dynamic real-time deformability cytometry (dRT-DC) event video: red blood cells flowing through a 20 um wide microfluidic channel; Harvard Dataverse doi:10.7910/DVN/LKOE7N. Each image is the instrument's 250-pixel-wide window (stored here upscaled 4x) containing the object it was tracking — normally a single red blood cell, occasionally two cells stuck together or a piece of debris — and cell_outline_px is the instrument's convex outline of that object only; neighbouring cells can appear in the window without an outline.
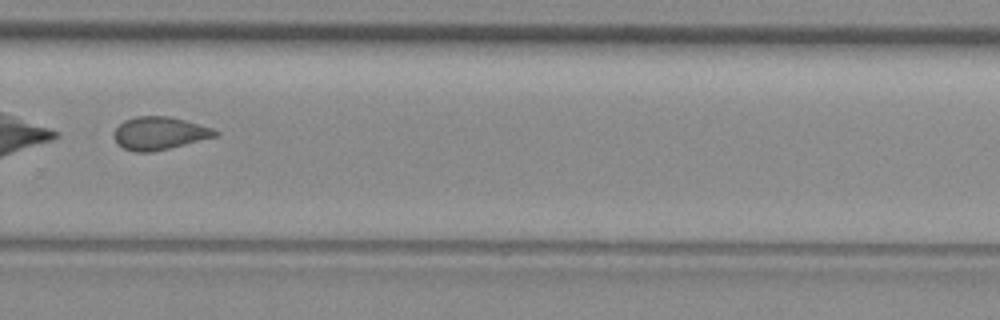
{"species": "common noctule bat (a hibernating species)", "species_latin": "Nyctalus noctula", "temperature_condition": "room temperature", "stored_images_in_passage": 31, "camera_frame_rate_fps": 3000, "um_per_image_px": 0.085, "animal": {"sex": "female", "body_mass_g": 29.2, "forearm_length_mm": 56.3}, "frame": {"image": 1, "passage_image": 22, "time_ms": 7.0, "image_size_px": [1000, 320], "cell_outline_px": [[220, 132], [216, 136], [152, 152], [132, 152], [116, 144], [116, 128], [124, 120], [136, 116], [168, 116], [184, 120], [212, 128]], "centroid_in_image_um": [13.53, 11.33], "position_along_channel_um": 316.3, "area_um2": 19.07}}